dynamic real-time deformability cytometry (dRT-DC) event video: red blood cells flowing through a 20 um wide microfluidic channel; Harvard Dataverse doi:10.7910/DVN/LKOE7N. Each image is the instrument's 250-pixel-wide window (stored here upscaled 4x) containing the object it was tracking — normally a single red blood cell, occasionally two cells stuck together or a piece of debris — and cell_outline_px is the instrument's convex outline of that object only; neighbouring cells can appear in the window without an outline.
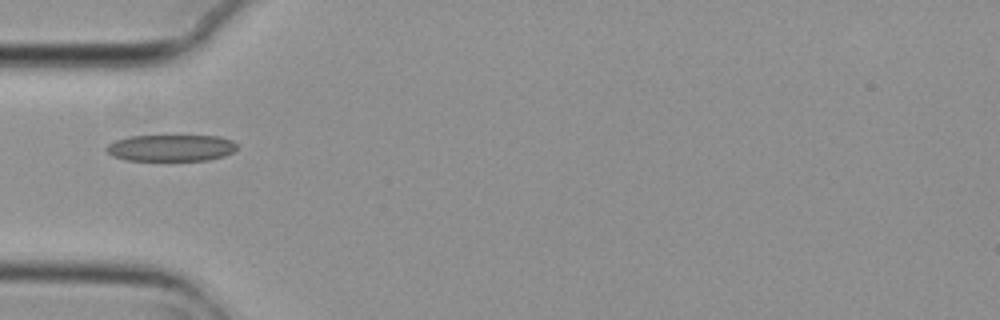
{"species": "common noctule bat (a hibernating species)", "species_latin": "Nyctalus noctula", "temperature_condition": "cold", "stored_images_in_passage": 5, "camera_frame_rate_fps": 3000, "um_per_image_px": 0.085, "animal": {"sex": "female", "body_mass_g": 29.2, "forearm_length_mm": 56.3}, "frame": {"image": 1, "passage_image": 2, "time_ms": 0.333, "image_size_px": [1000, 320], "cell_outline_px": [[236, 148], [232, 152], [224, 156], [208, 160], [124, 160], [112, 156], [104, 148], [108, 144], [116, 140], [128, 136], [220, 136], [232, 140], [236, 144]], "centroid_in_image_um": [14.51, 12.57], "position_along_channel_um": 70.5, "area_um2": 20.23}}
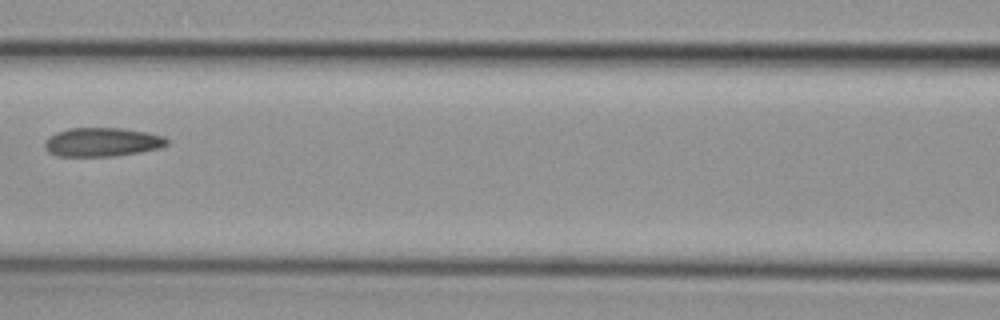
{"frame": {"image": 2, "passage_image": 4, "time_ms": 1.0, "image_size_px": [1000, 320], "cell_outline_px": [[168, 144], [160, 148], [140, 152], [116, 156], [56, 156], [48, 152], [44, 148], [44, 140], [56, 132], [68, 128], [124, 128], [148, 132], [164, 136], [168, 140]], "centroid_in_image_um": [8.68, 12.07], "position_along_channel_um": 157.9, "area_um2": 20.81}}
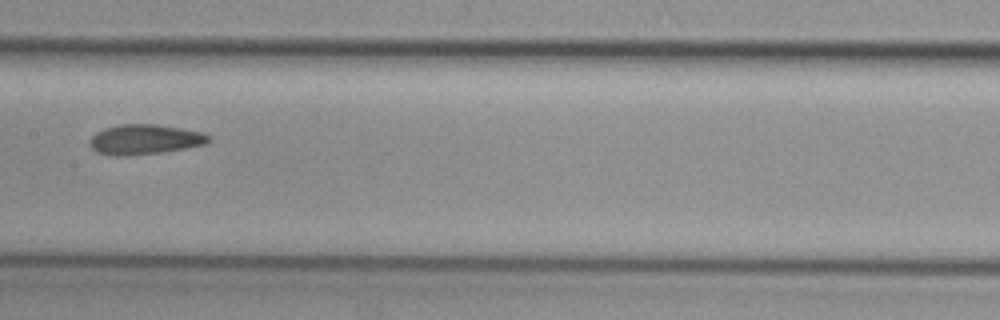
{"frame": {"image": 3, "passage_image": 5, "time_ms": 1.333, "image_size_px": [1000, 320], "cell_outline_px": [[212, 140], [204, 144], [184, 148], [160, 152], [120, 156], [112, 156], [96, 152], [88, 144], [88, 140], [96, 132], [104, 128], [120, 124], [156, 124], [204, 132]], "centroid_in_image_um": [12.25, 11.84], "position_along_channel_um": 195.1, "area_um2": 20.75}}